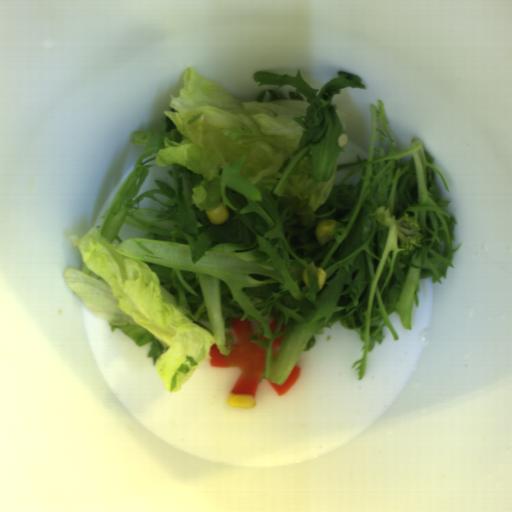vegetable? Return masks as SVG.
Wrapping results in <instances>:
<instances>
[{"mask_svg": "<svg viewBox=\"0 0 512 512\" xmlns=\"http://www.w3.org/2000/svg\"><path fill=\"white\" fill-rule=\"evenodd\" d=\"M337 75L318 95L299 68L296 76L257 71L258 86L295 91L285 98L264 89L255 101H240L188 67L158 130L133 131L143 153L101 224L81 239L71 235L82 268L63 270L66 286L111 331L138 347L152 342L147 358L166 392L182 390L212 360V344L223 356L232 353V319L247 320L249 342L265 348L258 383L283 384L314 347L315 334L338 321L364 342L352 365L360 364V381L369 352L387 339L384 327L398 340L391 313L411 330L420 281L442 284L447 267L455 269L458 222L443 210L452 201L441 198L435 174L451 193L449 181L419 139L402 151L382 101L369 105L367 158L337 164L348 137L333 97L343 88H367L359 75ZM152 166L165 169L176 192L157 179L159 189L137 195ZM343 168L349 175L336 187ZM220 202L230 217L217 226L204 212ZM379 207L395 219H417L422 245L407 259ZM324 219L336 224L332 242L321 246L315 229ZM122 223L145 229V237L123 240ZM313 260L327 275L322 289L308 265ZM282 334L275 356L272 339Z\"/></svg>", "mask_w": 512, "mask_h": 512, "instance_id": "1", "label": "vegetable"}]
</instances>
